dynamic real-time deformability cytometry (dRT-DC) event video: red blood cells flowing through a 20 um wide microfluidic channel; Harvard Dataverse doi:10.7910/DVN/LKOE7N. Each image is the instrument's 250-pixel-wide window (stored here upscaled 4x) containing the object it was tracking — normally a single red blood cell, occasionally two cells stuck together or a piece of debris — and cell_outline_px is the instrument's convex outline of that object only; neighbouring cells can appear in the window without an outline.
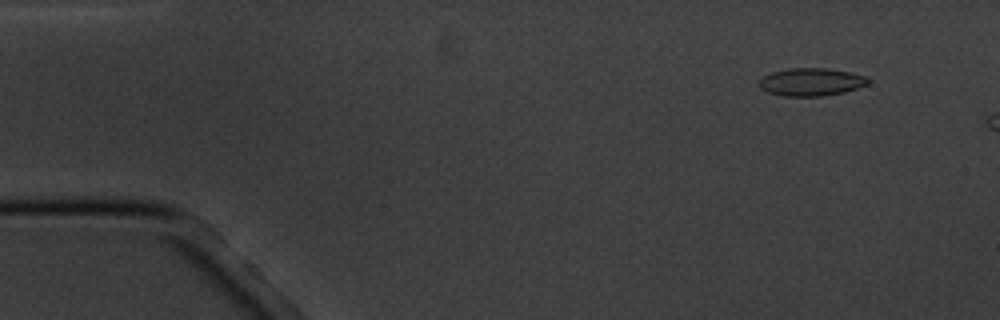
{"species": "common noctule bat (a hibernating species)", "species_latin": "Nyctalus noctula", "temperature_condition": "cold", "stored_images_in_passage": 4, "camera_frame_rate_fps": 3000, "um_per_image_px": 0.085, "animal": {"sex": "male", "body_mass_g": 20.1, "forearm_length_mm": 53.5}, "frame": {"image": 1, "passage_image": 2, "time_ms": 1.0, "image_size_px": [1000, 320], "cell_outline_px": [[868, 84], [844, 92], [820, 96], [780, 96], [768, 92], [760, 88], [760, 80], [764, 76], [772, 72], [788, 68], [828, 68], [852, 72], [868, 76]], "centroid_in_image_um": [68.96, 6.96], "position_along_channel_um": 16.0, "area_um2": 17.69}}